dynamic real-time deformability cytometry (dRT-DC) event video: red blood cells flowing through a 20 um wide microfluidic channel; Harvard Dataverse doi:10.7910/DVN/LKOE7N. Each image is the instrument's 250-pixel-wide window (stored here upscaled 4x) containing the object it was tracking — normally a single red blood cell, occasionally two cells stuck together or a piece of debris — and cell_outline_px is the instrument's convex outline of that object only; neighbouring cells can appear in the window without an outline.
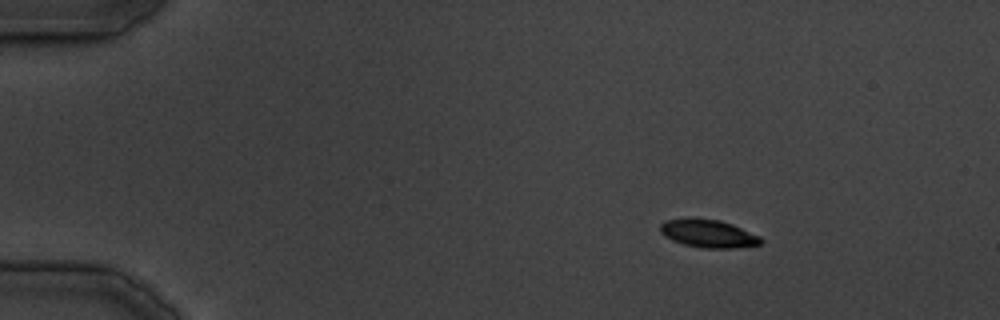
{"species": "common noctule bat (a hibernating species)", "species_latin": "Nyctalus noctula", "temperature_condition": "cold", "stored_images_in_passage": 34, "camera_frame_rate_fps": 3000, "um_per_image_px": 0.085, "animal": {"sex": "male", "body_mass_g": 19.5, "forearm_length_mm": 54.6}, "frame": {"image": 1, "passage_image": 1, "time_ms": 0.0, "image_size_px": [1000, 320], "cell_outline_px": [[764, 240], [760, 244], [736, 248], [700, 248], [684, 244], [672, 240], [664, 236], [660, 232], [660, 224], [664, 220], [688, 216], [720, 220], [732, 224], [760, 236]], "centroid_in_image_um": [60.16, 19.83], "position_along_channel_um": 24.8, "area_um2": 16.82}}